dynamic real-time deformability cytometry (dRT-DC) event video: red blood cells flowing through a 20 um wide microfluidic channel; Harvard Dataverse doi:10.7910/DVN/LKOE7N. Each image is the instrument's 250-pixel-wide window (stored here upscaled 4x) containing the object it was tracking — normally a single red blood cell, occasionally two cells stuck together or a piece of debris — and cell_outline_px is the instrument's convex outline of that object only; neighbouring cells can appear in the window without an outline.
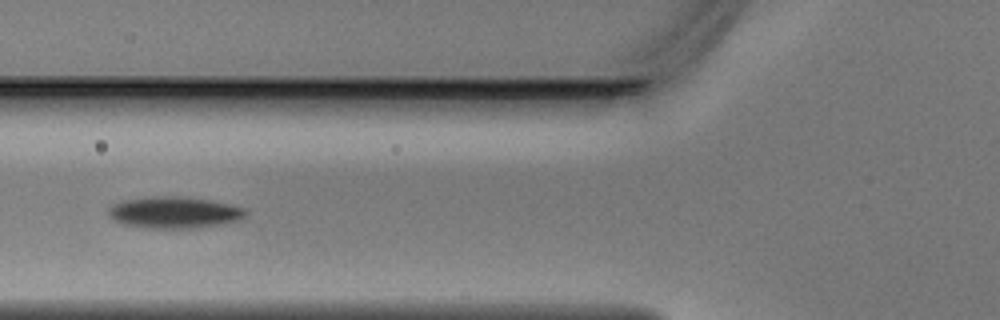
{"species": "Egyptian fruit bat (a non-hibernating species)", "species_latin": "Rousettus aegyptiacus", "temperature_condition": "warm", "stored_images_in_passage": 3, "camera_frame_rate_fps": 3000, "um_per_image_px": 0.085, "animal": {"sex": "male"}, "frame": {"image": 1, "passage_image": 3, "time_ms": 0.667, "image_size_px": [1000, 320], "cell_outline_px": [[248, 212], [240, 220], [220, 224], [196, 228], [144, 228], [120, 224], [112, 220], [108, 216], [108, 208], [112, 204], [124, 200], [152, 196], [180, 196], [208, 200], [248, 208]], "centroid_in_image_um": [14.77, 18.06], "position_along_channel_um": 111.0, "area_um2": 25.55}}